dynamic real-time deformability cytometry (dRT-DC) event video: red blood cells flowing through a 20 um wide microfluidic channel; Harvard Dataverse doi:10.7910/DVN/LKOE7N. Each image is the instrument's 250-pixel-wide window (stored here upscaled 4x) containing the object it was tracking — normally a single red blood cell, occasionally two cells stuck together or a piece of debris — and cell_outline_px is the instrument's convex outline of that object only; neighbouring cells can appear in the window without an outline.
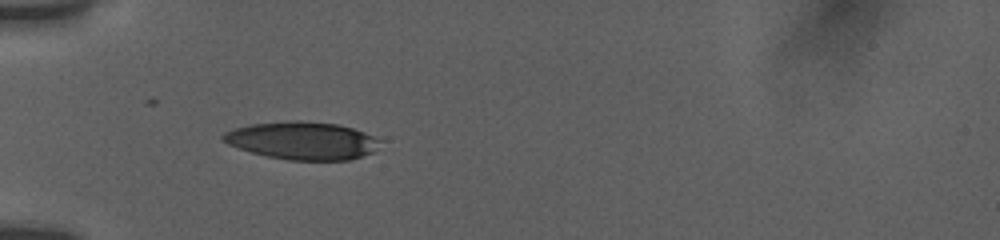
{"species": "human", "species_latin": "Homo sapiens", "temperature_condition": "room temperature", "stored_images_in_passage": 13, "camera_frame_rate_fps": 3000, "um_per_image_px": 0.085, "donor": {"sex": "female"}, "frame": {"image": 1, "passage_image": 3, "time_ms": 1.333, "image_size_px": [1000, 240], "cell_outline_px": [[380, 140], [372, 152], [348, 160], [288, 160], [268, 156], [252, 152], [228, 144], [220, 140], [220, 136], [224, 132], [232, 128], [252, 124], [292, 120], [300, 120], [336, 124], [352, 128], [364, 132]], "centroid_in_image_um": [25.63, 11.94], "position_along_channel_um": 59.4, "area_um2": 34.28}}
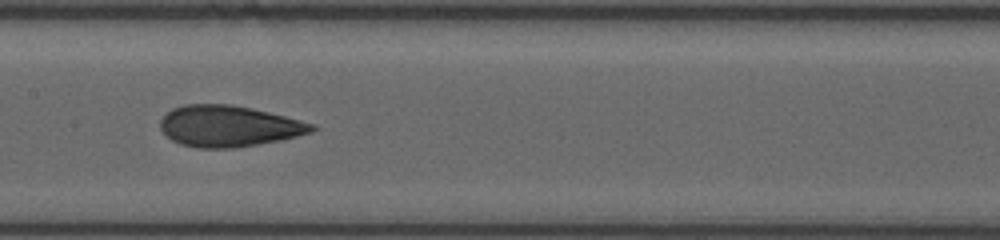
{"frame": {"image": 2, "passage_image": 9, "time_ms": 5.0, "image_size_px": [1000, 240], "cell_outline_px": [[316, 128], [312, 132], [280, 140], [232, 148], [196, 148], [180, 144], [172, 140], [160, 128], [160, 120], [172, 108], [184, 104], [232, 104], [252, 108], [316, 124]], "centroid_in_image_um": [19.43, 10.71], "position_along_channel_um": 188.0, "area_um2": 36.24}}
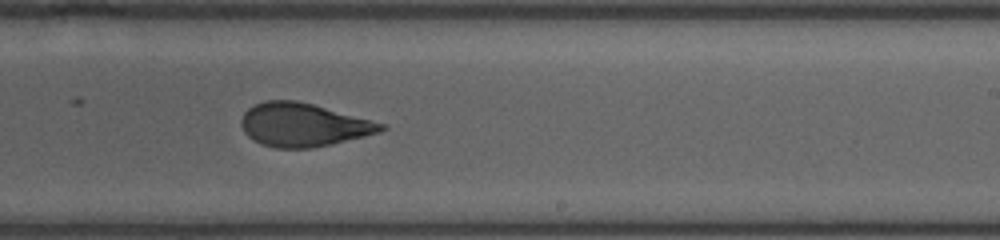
{"frame": {"image": 3, "passage_image": 12, "time_ms": 7.0, "image_size_px": [1000, 240], "cell_outline_px": [[388, 128], [380, 132], [332, 144], [312, 148], [276, 148], [260, 144], [248, 136], [244, 132], [240, 124], [240, 120], [244, 112], [248, 108], [264, 100], [296, 100], [312, 104], [388, 124]], "centroid_in_image_um": [25.78, 10.61], "position_along_channel_um": 263.2, "area_um2": 35.49}}